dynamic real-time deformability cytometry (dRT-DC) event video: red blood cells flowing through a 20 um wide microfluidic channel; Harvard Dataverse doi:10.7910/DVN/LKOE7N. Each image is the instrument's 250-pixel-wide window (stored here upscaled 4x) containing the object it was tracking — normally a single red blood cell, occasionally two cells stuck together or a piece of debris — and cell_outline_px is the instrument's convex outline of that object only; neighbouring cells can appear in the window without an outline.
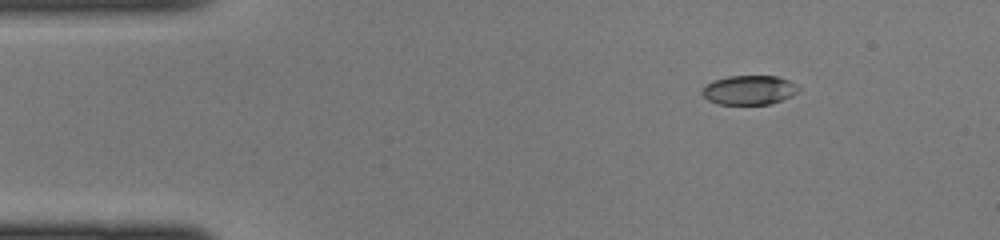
{"species": "common noctule bat (a hibernating species)", "species_latin": "Nyctalus noctula", "temperature_condition": "cold", "stored_images_in_passage": 39, "camera_frame_rate_fps": 3000, "um_per_image_px": 0.085, "animal": {"sex": "female", "body_mass_g": 22.0, "forearm_length_mm": 56.7}, "frame": {"image": 1, "passage_image": 1, "time_ms": 0.0, "image_size_px": [1000, 240], "cell_outline_px": [[800, 88], [792, 96], [768, 104], [716, 104], [708, 100], [700, 92], [704, 84], [712, 80], [728, 76], [776, 76], [788, 80]], "centroid_in_image_um": [63.61, 7.65], "position_along_channel_um": 21.4, "area_um2": 16.47}}
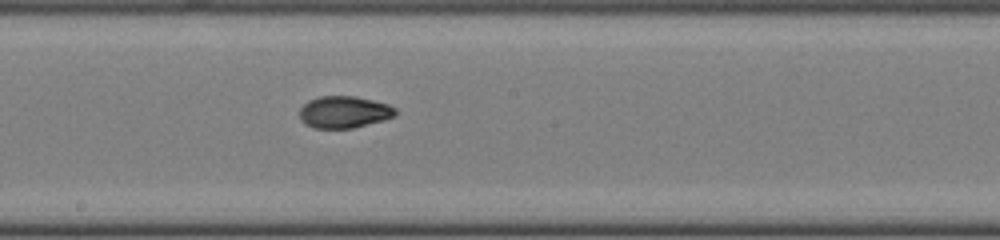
{"frame": {"image": 2, "passage_image": 19, "time_ms": 6.0, "image_size_px": [1000, 240], "cell_outline_px": [[396, 116], [384, 120], [352, 128], [316, 128], [304, 124], [300, 120], [300, 108], [308, 100], [320, 96], [356, 96], [388, 104], [396, 108]], "centroid_in_image_um": [29.24, 9.52], "position_along_channel_um": 219.0, "area_um2": 17.92}}
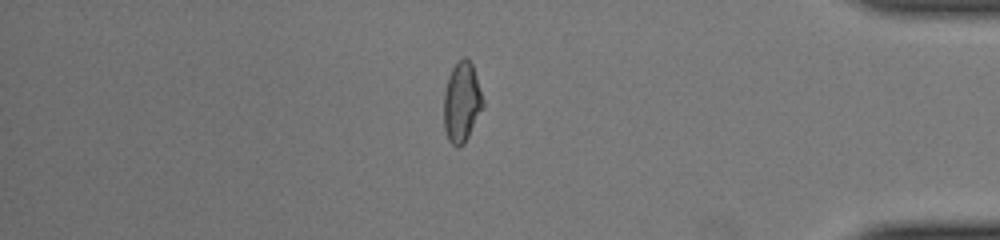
{"frame": {"image": 3, "passage_image": 33, "time_ms": 10.667, "image_size_px": [1000, 240], "cell_outline_px": [[484, 108], [464, 144], [460, 148], [456, 148], [448, 140], [444, 128], [444, 92], [448, 76], [456, 60], [464, 56], [472, 64], [484, 100]], "centroid_in_image_um": [39.25, 8.7], "position_along_channel_um": 395.9, "area_um2": 18.61}}